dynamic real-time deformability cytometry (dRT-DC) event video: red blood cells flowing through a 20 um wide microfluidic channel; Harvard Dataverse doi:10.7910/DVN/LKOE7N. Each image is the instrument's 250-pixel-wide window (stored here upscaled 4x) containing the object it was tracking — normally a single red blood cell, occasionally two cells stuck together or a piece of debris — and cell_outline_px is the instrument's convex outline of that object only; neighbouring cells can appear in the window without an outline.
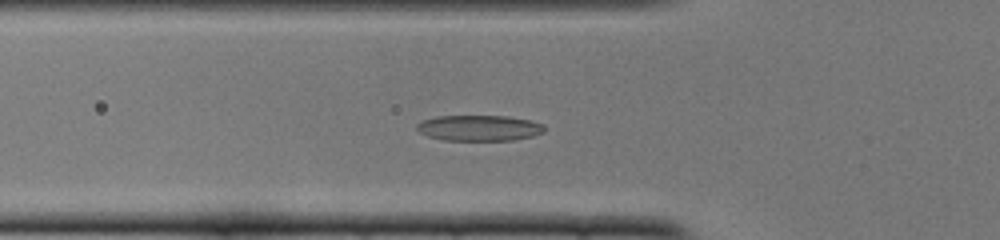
{"species": "common noctule bat (a hibernating species)", "species_latin": "Nyctalus noctula", "temperature_condition": "cold", "stored_images_in_passage": 36, "camera_frame_rate_fps": 3000, "um_per_image_px": 0.085, "animal": {"sex": "female", "body_mass_g": 22.0, "forearm_length_mm": 56.7}, "frame": {"image": 1, "passage_image": 2, "time_ms": 0.333, "image_size_px": [1000, 240], "cell_outline_px": [[544, 132], [532, 136], [512, 140], [444, 140], [428, 136], [420, 132], [416, 128], [416, 124], [420, 120], [436, 116], [508, 116], [532, 120], [544, 124]], "centroid_in_image_um": [40.72, 10.87], "position_along_channel_um": 85.1, "area_um2": 19.25}}
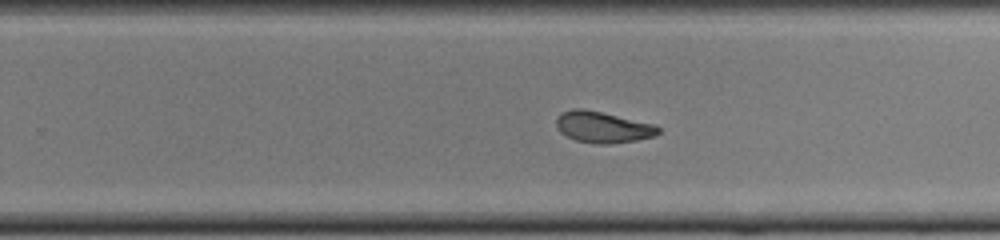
{"frame": {"image": 2, "passage_image": 17, "time_ms": 5.333, "image_size_px": [1000, 240], "cell_outline_px": [[660, 132], [656, 136], [636, 140], [608, 144], [596, 144], [576, 140], [560, 132], [556, 124], [556, 116], [560, 112], [572, 108], [584, 108], [656, 124], [660, 128]], "centroid_in_image_um": [51.24, 10.79], "position_along_channel_um": 278.6, "area_um2": 18.79}}
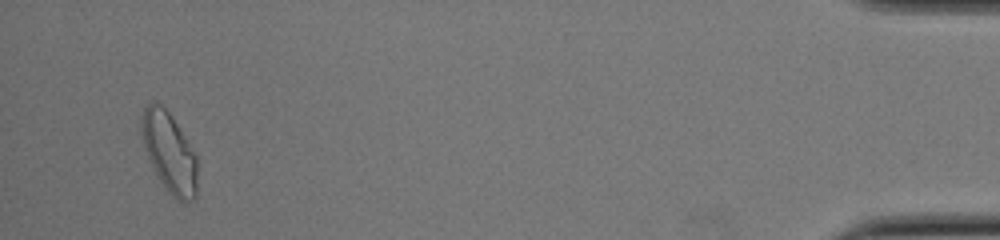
{"frame": {"image": 3, "passage_image": 34, "time_ms": 11.0, "image_size_px": [1000, 240], "cell_outline_px": [[196, 196], [192, 200], [184, 204], [176, 200], [172, 196], [156, 176], [148, 156], [140, 132], [140, 116], [144, 108], [152, 100], [160, 104], [172, 116], [196, 156]], "centroid_in_image_um": [14.36, 12.96], "position_along_channel_um": 420.8, "area_um2": 25.95}}